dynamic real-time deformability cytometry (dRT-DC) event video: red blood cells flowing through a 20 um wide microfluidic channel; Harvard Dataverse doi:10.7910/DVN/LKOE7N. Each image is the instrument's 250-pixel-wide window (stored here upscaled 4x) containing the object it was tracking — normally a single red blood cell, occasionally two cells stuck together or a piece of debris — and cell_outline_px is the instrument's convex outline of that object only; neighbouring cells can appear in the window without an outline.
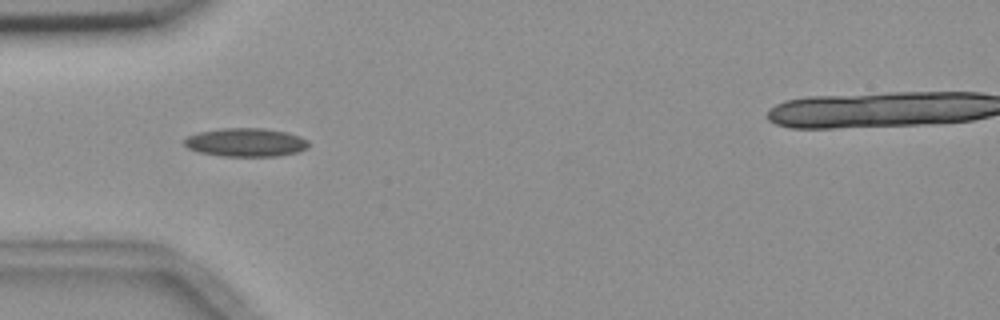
{"species": "common noctule bat (a hibernating species)", "species_latin": "Nyctalus noctula", "temperature_condition": "room temperature", "stored_images_in_passage": 11, "camera_frame_rate_fps": 3000, "um_per_image_px": 0.085, "animal": {"sex": "female", "body_mass_g": 18.4}, "frame": {"image": 1, "passage_image": 5, "time_ms": 5.333, "image_size_px": [1000, 320], "cell_outline_px": [[308, 148], [296, 152], [280, 156], [220, 156], [200, 152], [188, 148], [184, 144], [184, 140], [188, 136], [200, 132], [224, 128], [264, 128], [288, 132], [300, 136], [308, 140]], "centroid_in_image_um": [20.92, 12.1], "position_along_channel_um": 64.1, "area_um2": 20.63}}
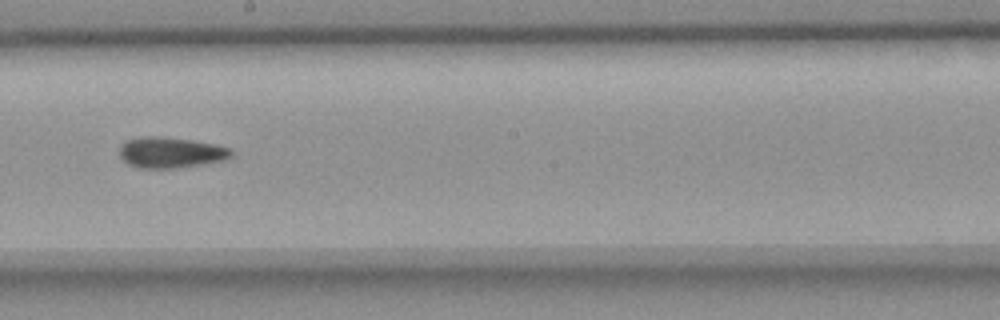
{"frame": {"image": 2, "passage_image": 9, "time_ms": 10.0, "image_size_px": [1000, 320], "cell_outline_px": [[232, 156], [224, 160], [204, 164], [176, 168], [136, 168], [128, 164], [120, 156], [120, 144], [124, 140], [140, 136], [164, 136], [192, 140], [212, 144], [228, 148], [232, 152]], "centroid_in_image_um": [14.45, 12.96], "position_along_channel_um": 233.8, "area_um2": 20.23}}
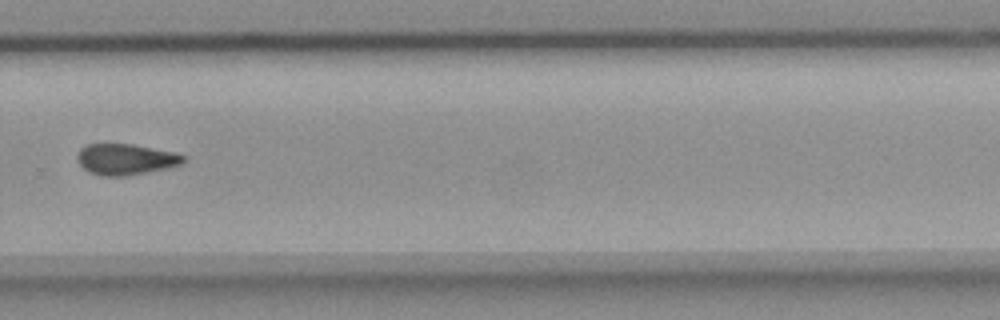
{"frame": {"image": 3, "passage_image": 11, "time_ms": 12.333, "image_size_px": [1000, 320], "cell_outline_px": [[184, 164], [124, 176], [104, 176], [88, 172], [80, 164], [76, 156], [80, 148], [84, 144], [132, 144], [176, 152], [184, 156]], "centroid_in_image_um": [10.66, 13.53], "position_along_channel_um": 319.1, "area_um2": 19.07}}